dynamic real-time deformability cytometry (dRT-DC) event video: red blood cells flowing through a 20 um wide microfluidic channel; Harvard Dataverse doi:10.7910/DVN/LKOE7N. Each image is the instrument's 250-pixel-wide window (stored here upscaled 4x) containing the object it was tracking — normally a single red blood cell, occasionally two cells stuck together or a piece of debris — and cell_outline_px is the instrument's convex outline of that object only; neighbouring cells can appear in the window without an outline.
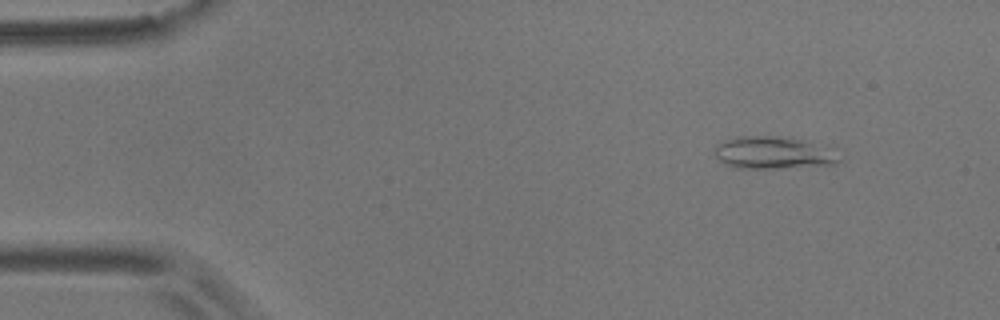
{"species": "common noctule bat (a hibernating species)", "species_latin": "Nyctalus noctula", "temperature_condition": "room temperature", "stored_images_in_passage": 5, "camera_frame_rate_fps": 3000, "um_per_image_px": 0.085, "animal": {"sex": "male", "body_mass_g": 17.9}, "frame": {"image": 1, "passage_image": 2, "time_ms": 1.333, "image_size_px": [1000, 320], "cell_outline_px": [[840, 160], [836, 164], [776, 168], [736, 168], [724, 164], [716, 156], [716, 144], [724, 140], [736, 136], [776, 136], [804, 140]], "centroid_in_image_um": [65.52, 12.99], "position_along_channel_um": 19.5, "area_um2": 22.43}}